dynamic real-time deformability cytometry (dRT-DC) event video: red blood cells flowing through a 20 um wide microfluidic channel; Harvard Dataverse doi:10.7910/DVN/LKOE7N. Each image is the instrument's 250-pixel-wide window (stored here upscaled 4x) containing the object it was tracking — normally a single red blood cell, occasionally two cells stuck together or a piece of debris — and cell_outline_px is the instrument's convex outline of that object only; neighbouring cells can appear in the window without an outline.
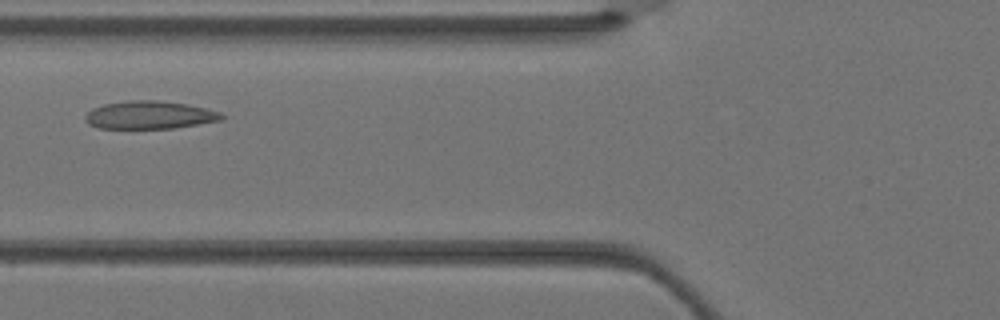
{"species": "Egyptian fruit bat (a non-hibernating species)", "species_latin": "Rousettus aegyptiacus", "temperature_condition": "warm", "stored_images_in_passage": 3, "camera_frame_rate_fps": 3000, "um_per_image_px": 0.085, "animal": {"sex": "female"}, "frame": {"image": 1, "passage_image": 3, "time_ms": 0.667, "image_size_px": [1000, 320], "cell_outline_px": [[224, 120], [172, 128], [100, 128], [88, 124], [84, 120], [84, 116], [92, 108], [104, 104], [128, 100], [152, 100], [188, 104], [220, 112], [224, 116]], "centroid_in_image_um": [12.7, 9.77], "position_along_channel_um": 113.1, "area_um2": 22.14}}